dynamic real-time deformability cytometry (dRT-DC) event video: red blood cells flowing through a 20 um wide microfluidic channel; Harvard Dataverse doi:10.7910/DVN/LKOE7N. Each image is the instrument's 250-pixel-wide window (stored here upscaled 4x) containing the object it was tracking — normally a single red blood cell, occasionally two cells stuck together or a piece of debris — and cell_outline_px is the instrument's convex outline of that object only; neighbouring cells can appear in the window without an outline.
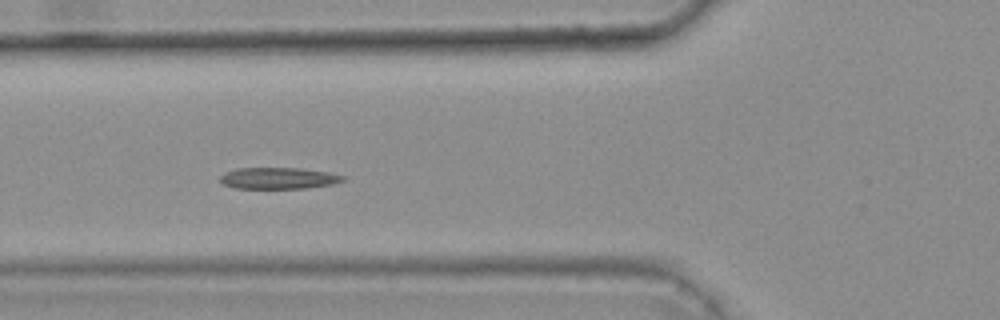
{"species": "common noctule bat (a hibernating species)", "species_latin": "Nyctalus noctula", "temperature_condition": "warm", "stored_images_in_passage": 37, "camera_frame_rate_fps": 3000, "um_per_image_px": 0.085, "animal": {"sex": "female", "body_mass_g": 25.1}, "frame": {"image": 1, "passage_image": 11, "time_ms": 3.333, "image_size_px": [1000, 320], "cell_outline_px": [[348, 180], [332, 184], [304, 188], [236, 188], [224, 184], [220, 180], [220, 176], [224, 172], [236, 168], [300, 168], [328, 172], [348, 176]], "centroid_in_image_um": [23.72, 15.14], "position_along_channel_um": 102.1, "area_um2": 15.43}, "authors_computed_cell_mechanics": {"area_um2": 15.4326, "velocity_mm_per_s": 3.6606, "shape_relaxation_time_tau1_ms": 7.2794, "shape_relaxation_time_tau2_ms": 7.6764, "deformation_change_tau1": 0.131, "deformation_change_tau2": 0.1143}}